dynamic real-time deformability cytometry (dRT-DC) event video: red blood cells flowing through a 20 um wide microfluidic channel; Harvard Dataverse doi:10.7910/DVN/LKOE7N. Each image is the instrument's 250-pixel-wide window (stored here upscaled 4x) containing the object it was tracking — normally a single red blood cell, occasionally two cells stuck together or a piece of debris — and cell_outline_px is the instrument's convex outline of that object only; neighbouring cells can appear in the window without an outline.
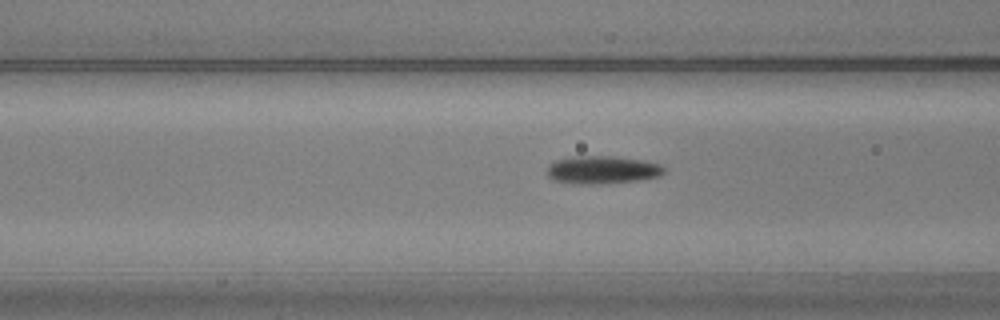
{"species": "common noctule bat (a hibernating species)", "species_latin": "Nyctalus noctula", "temperature_condition": "warm", "stored_images_in_passage": 39, "camera_frame_rate_fps": 3000, "um_per_image_px": 0.085, "animal": {"sex": "male", "body_mass_g": 20.5, "forearm_length_mm": 52.5}, "frame": {"image": 1, "passage_image": 4, "time_ms": 1.0, "image_size_px": [1000, 320], "cell_outline_px": [[664, 172], [660, 176], [636, 180], [596, 184], [576, 184], [552, 180], [548, 176], [548, 164], [556, 160], [572, 156], [612, 156], [640, 160], [660, 164], [664, 168]], "centroid_in_image_um": [51.14, 14.43], "position_along_channel_um": 115.5, "area_um2": 18.9}}
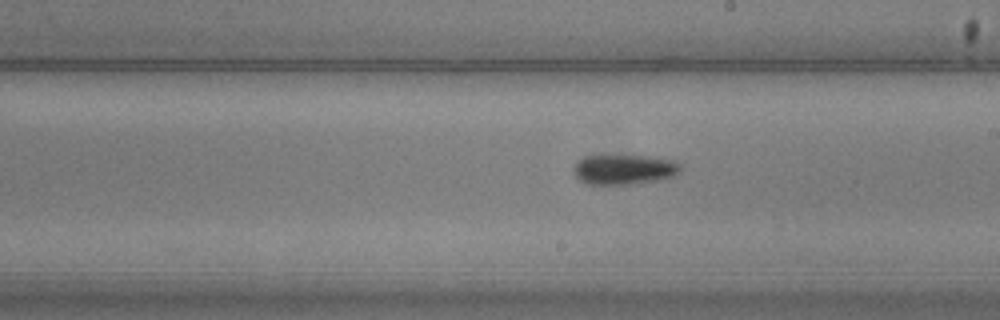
{"frame": {"image": 2, "passage_image": 14, "time_ms": 4.333, "image_size_px": [1000, 320], "cell_outline_px": [[680, 172], [676, 176], [636, 184], [584, 184], [576, 180], [572, 172], [572, 168], [584, 156], [648, 156], [672, 160], [680, 164]], "centroid_in_image_um": [53.01, 14.42], "position_along_channel_um": 236.0, "area_um2": 18.84}}
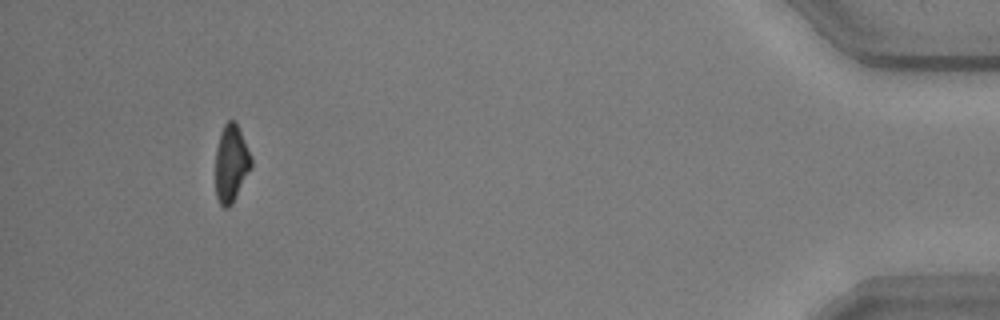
{"frame": {"image": 3, "passage_image": 35, "time_ms": 11.333, "image_size_px": [1000, 320], "cell_outline_px": [[252, 164], [232, 204], [228, 208], [224, 208], [220, 204], [216, 196], [216, 148], [220, 132], [224, 124], [228, 120], [236, 120], [252, 156]], "centroid_in_image_um": [19.65, 13.85], "position_along_channel_um": 415.6, "area_um2": 16.13}}